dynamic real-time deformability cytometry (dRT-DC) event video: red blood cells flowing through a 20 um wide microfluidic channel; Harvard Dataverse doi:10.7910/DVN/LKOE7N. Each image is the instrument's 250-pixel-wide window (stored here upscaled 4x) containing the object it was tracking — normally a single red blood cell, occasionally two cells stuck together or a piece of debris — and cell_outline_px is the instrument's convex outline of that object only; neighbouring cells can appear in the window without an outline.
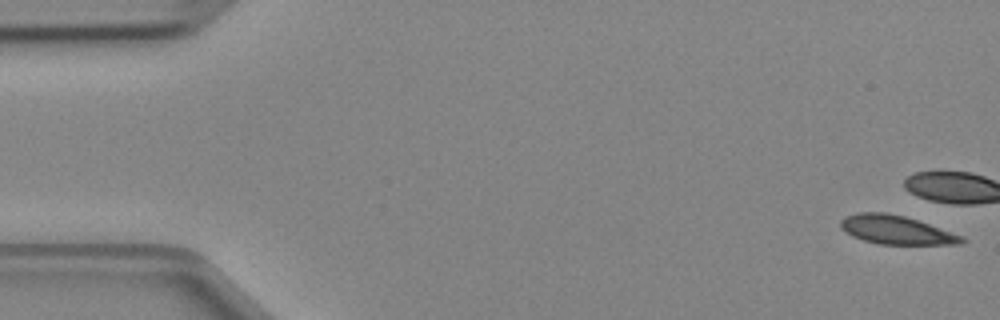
{"species": "Egyptian fruit bat (a non-hibernating species)", "species_latin": "Rousettus aegyptiacus", "temperature_condition": "cold", "stored_images_in_passage": 5, "camera_frame_rate_fps": 3000, "um_per_image_px": 0.085, "animal": {"sex": "female"}, "frame": {"image": 1, "passage_image": 1, "time_ms": 0.0, "image_size_px": [1000, 320], "cell_outline_px": [[968, 240], [964, 244], [880, 244], [864, 240], [852, 236], [844, 232], [840, 228], [840, 220], [844, 216], [856, 212], [884, 212], [904, 216], [964, 236]], "centroid_in_image_um": [76.16, 19.54], "position_along_channel_um": 8.8, "area_um2": 20.35}}